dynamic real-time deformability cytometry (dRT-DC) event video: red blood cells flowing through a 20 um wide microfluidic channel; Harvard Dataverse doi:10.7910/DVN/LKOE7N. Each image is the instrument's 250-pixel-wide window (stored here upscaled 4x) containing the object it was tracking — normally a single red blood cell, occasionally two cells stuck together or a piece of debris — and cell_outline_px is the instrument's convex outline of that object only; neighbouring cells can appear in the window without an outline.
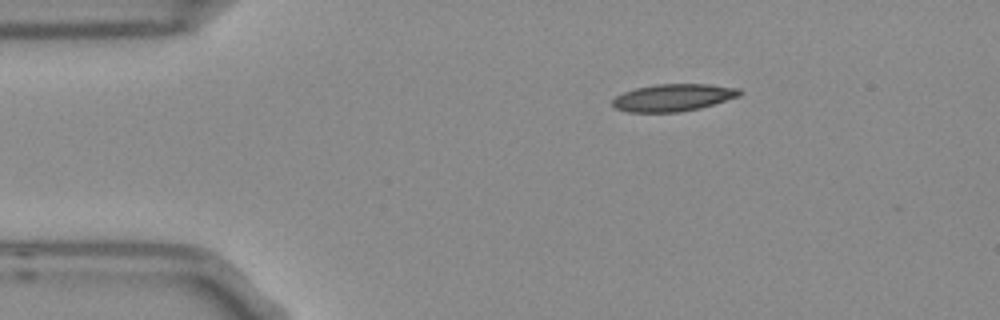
{"species": "Egyptian fruit bat (a non-hibernating species)", "species_latin": "Rousettus aegyptiacus", "temperature_condition": "room temperature", "stored_images_in_passage": 5, "camera_frame_rate_fps": 3000, "um_per_image_px": 0.085, "frame": {"image": 1, "passage_image": 1, "time_ms": 0.0, "image_size_px": [1000, 320], "cell_outline_px": [[744, 92], [740, 96], [700, 108], [680, 112], [628, 112], [616, 108], [612, 104], [612, 100], [616, 96], [624, 92], [636, 88], [656, 84], [708, 84], [740, 88]], "centroid_in_image_um": [57.26, 8.29], "position_along_channel_um": 27.7, "area_um2": 20.23}}
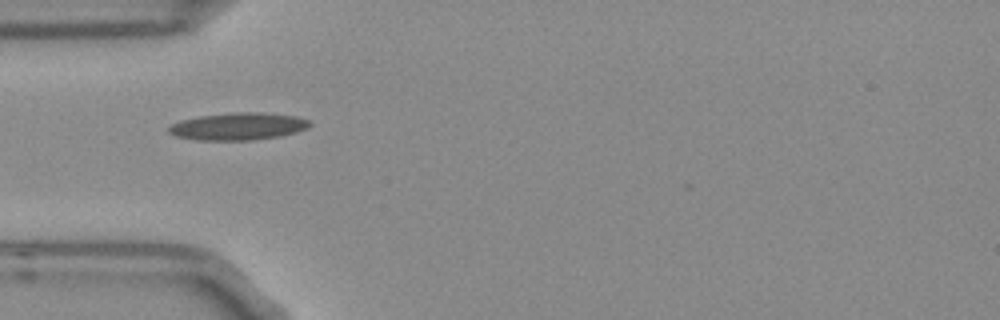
{"frame": {"image": 2, "passage_image": 3, "time_ms": 0.667, "image_size_px": [1000, 320], "cell_outline_px": [[312, 124], [308, 128], [276, 136], [252, 140], [196, 140], [176, 136], [168, 132], [168, 128], [172, 124], [180, 120], [200, 116], [232, 112], [264, 112], [296, 116], [308, 120]], "centroid_in_image_um": [20.21, 10.73], "position_along_channel_um": 64.8, "area_um2": 22.31}}
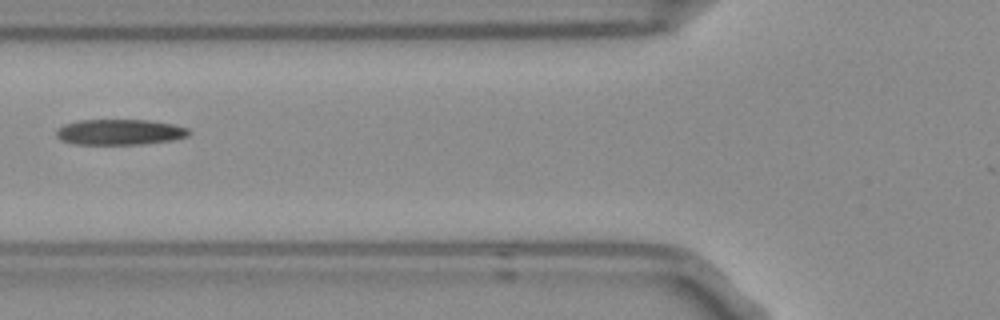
{"frame": {"image": 3, "passage_image": 4, "time_ms": 1.0, "image_size_px": [1000, 320], "cell_outline_px": [[192, 132], [188, 136], [172, 140], [140, 144], [76, 144], [60, 140], [56, 136], [56, 128], [64, 124], [76, 120], [152, 120], [172, 124], [188, 128]], "centroid_in_image_um": [10.16, 11.22], "position_along_channel_um": 115.6, "area_um2": 19.94}}